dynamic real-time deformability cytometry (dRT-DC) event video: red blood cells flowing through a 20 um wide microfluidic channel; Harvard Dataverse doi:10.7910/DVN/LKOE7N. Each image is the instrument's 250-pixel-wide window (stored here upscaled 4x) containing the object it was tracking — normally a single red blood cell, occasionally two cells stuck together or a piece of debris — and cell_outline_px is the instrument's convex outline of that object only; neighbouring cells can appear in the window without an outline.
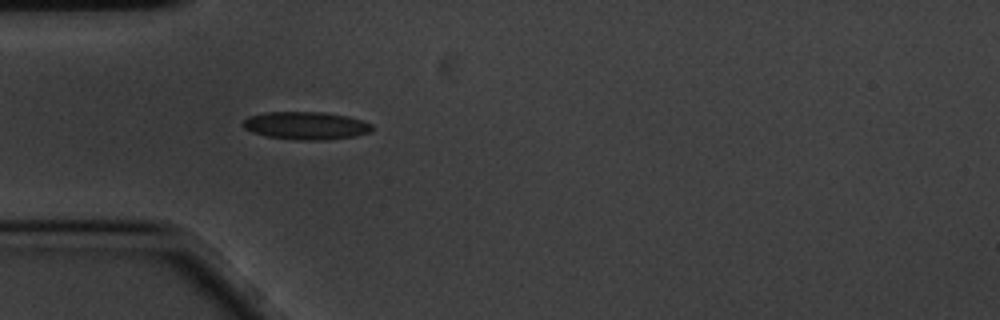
{"species": "common noctule bat (a hibernating species)", "species_latin": "Nyctalus noctula", "temperature_condition": "cold", "stored_images_in_passage": 42, "camera_frame_rate_fps": 3000, "um_per_image_px": 0.085, "animal": {"sex": "male", "body_mass_g": 20.1, "forearm_length_mm": 53.5}, "frame": {"image": 1, "passage_image": 1, "time_ms": 0.0, "image_size_px": [1000, 320], "cell_outline_px": [[372, 128], [368, 132], [356, 136], [328, 140], [296, 140], [268, 136], [252, 132], [244, 128], [240, 124], [248, 116], [264, 112], [324, 112], [348, 116], [372, 124]], "centroid_in_image_um": [25.97, 10.67], "position_along_channel_um": 59.0, "area_um2": 20.98}}
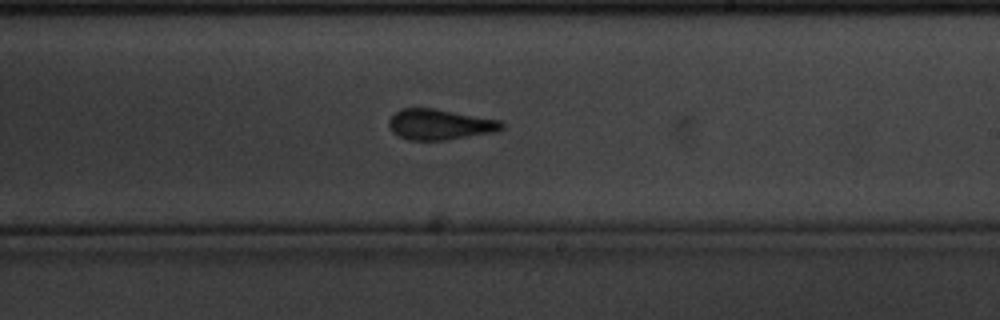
{"frame": {"image": 2, "passage_image": 18, "time_ms": 5.667, "image_size_px": [1000, 320], "cell_outline_px": [[504, 128], [492, 132], [448, 140], [408, 140], [392, 132], [388, 128], [388, 120], [400, 108], [436, 108], [500, 120], [504, 124]], "centroid_in_image_um": [37.36, 10.57], "position_along_channel_um": 251.6, "area_um2": 20.23}}
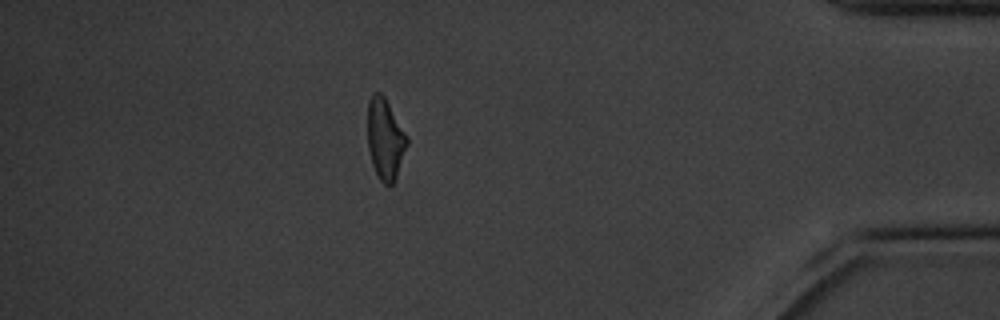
{"frame": {"image": 3, "passage_image": 35, "time_ms": 11.333, "image_size_px": [1000, 320], "cell_outline_px": [[408, 144], [396, 180], [392, 184], [384, 184], [380, 180], [372, 164], [368, 148], [368, 100], [372, 92], [380, 92], [384, 96], [408, 136]], "centroid_in_image_um": [32.75, 11.81], "position_along_channel_um": 402.5, "area_um2": 18.73}, "authors_computed_cell_mechanics": {"area_um2": 19.9121, "velocity_mm_per_s": 3.4374, "shape_relaxation_time_tau1_ms": 5.5863, "shape_relaxation_time_tau2_ms": 2.0977, "deformation_change_tau1": 0.1165, "deformation_change_tau2": 0.0701}}